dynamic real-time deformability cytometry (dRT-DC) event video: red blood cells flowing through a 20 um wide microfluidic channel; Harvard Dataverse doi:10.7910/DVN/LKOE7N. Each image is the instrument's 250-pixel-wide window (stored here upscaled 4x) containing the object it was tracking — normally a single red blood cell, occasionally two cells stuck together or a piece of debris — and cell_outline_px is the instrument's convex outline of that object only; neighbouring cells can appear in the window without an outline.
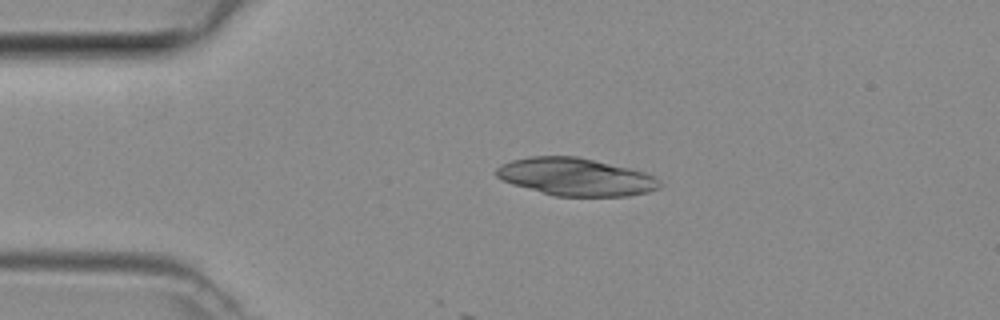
{"species": "common noctule bat (a hibernating species)", "species_latin": "Nyctalus noctula", "temperature_condition": "room temperature", "stored_images_in_passage": 2, "camera_frame_rate_fps": 3000, "um_per_image_px": 0.085, "animal": {"sex": "female", "body_mass_g": 29.2, "forearm_length_mm": 56.3}, "frame": {"image": 1, "passage_image": 1, "time_ms": 0.0, "image_size_px": [1000, 320], "cell_outline_px": [[664, 184], [660, 188], [648, 192], [628, 196], [556, 196], [512, 184], [496, 176], [496, 168], [500, 164], [512, 160], [532, 156], [576, 156], [628, 168], [644, 172], [656, 176]], "centroid_in_image_um": [48.97, 15.04], "position_along_channel_um": 36.0, "area_um2": 35.78}}